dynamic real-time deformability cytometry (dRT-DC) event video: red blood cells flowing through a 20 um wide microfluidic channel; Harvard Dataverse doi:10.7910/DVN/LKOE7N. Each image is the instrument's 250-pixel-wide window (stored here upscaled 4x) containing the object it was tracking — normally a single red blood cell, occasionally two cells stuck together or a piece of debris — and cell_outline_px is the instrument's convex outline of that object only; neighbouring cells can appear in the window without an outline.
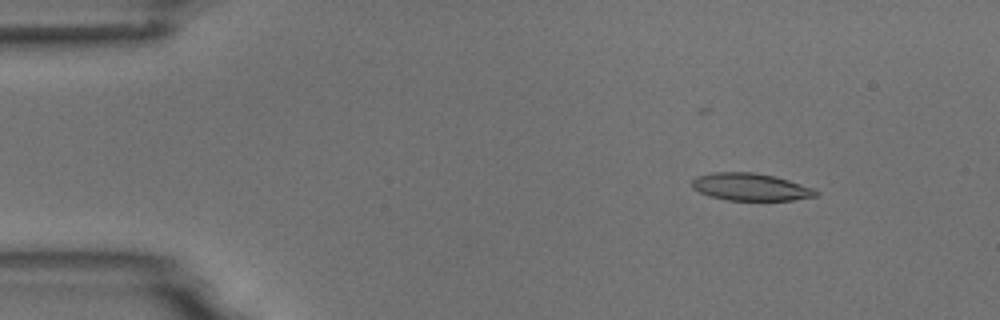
{"species": "common noctule bat (a hibernating species)", "species_latin": "Nyctalus noctula", "temperature_condition": "room temperature", "stored_images_in_passage": 7, "camera_frame_rate_fps": 3000, "um_per_image_px": 0.085, "animal": {"sex": "male", "body_mass_g": 18.8}, "frame": {"image": 1, "passage_image": 3, "time_ms": 2.333, "image_size_px": [1000, 320], "cell_outline_px": [[820, 192], [816, 196], [792, 200], [728, 200], [712, 196], [700, 192], [692, 188], [692, 180], [696, 176], [712, 172], [752, 172], [772, 176], [788, 180], [812, 188]], "centroid_in_image_um": [63.77, 15.89], "position_along_channel_um": 21.2, "area_um2": 19.54}}
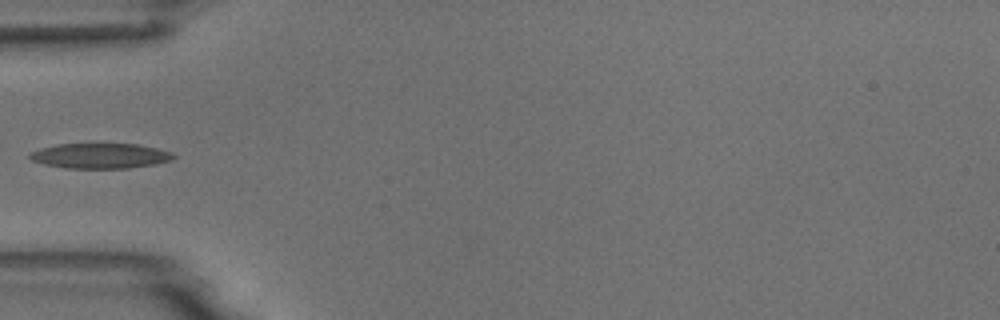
{"frame": {"image": 2, "passage_image": 6, "time_ms": 6.0, "image_size_px": [1000, 320], "cell_outline_px": [[176, 156], [172, 160], [156, 164], [128, 168], [64, 168], [44, 164], [32, 160], [28, 156], [32, 152], [40, 148], [56, 144], [136, 144], [156, 148], [172, 152]], "centroid_in_image_um": [8.53, 13.25], "position_along_channel_um": 76.5, "area_um2": 21.04}}